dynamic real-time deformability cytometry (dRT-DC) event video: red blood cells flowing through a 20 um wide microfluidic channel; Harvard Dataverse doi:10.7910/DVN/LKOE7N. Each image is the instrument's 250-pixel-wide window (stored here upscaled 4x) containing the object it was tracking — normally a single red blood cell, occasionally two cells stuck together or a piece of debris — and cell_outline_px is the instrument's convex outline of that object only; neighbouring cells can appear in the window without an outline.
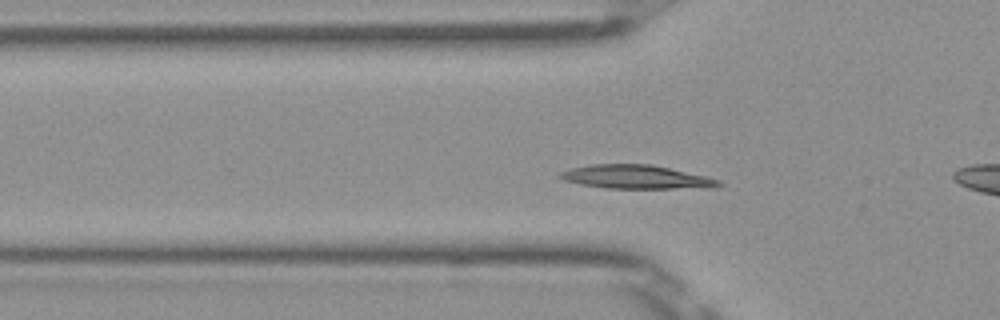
{"species": "Egyptian fruit bat (a non-hibernating species)", "species_latin": "Rousettus aegyptiacus", "temperature_condition": "room temperature", "stored_images_in_passage": 34, "camera_frame_rate_fps": 3000, "um_per_image_px": 0.085, "frame": {"image": 1, "passage_image": 10, "time_ms": 3.0, "image_size_px": [1000, 320], "cell_outline_px": [[724, 184], [716, 188], [604, 188], [580, 184], [564, 180], [560, 176], [560, 172], [572, 168], [592, 164], [652, 164], [708, 176], [720, 180]], "centroid_in_image_um": [54.17, 15.04], "position_along_channel_um": 71.6, "area_um2": 22.02}}
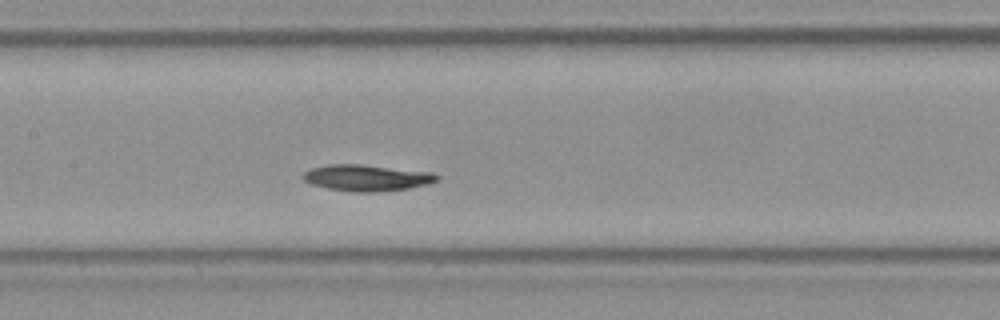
{"frame": {"image": 2, "passage_image": 18, "time_ms": 5.667, "image_size_px": [1000, 320], "cell_outline_px": [[440, 180], [428, 184], [408, 188], [376, 192], [352, 192], [328, 188], [312, 184], [304, 180], [304, 172], [312, 168], [328, 164], [360, 164], [432, 172], [440, 176]], "centroid_in_image_um": [31.22, 15.11], "position_along_channel_um": 176.2, "area_um2": 20.46}}
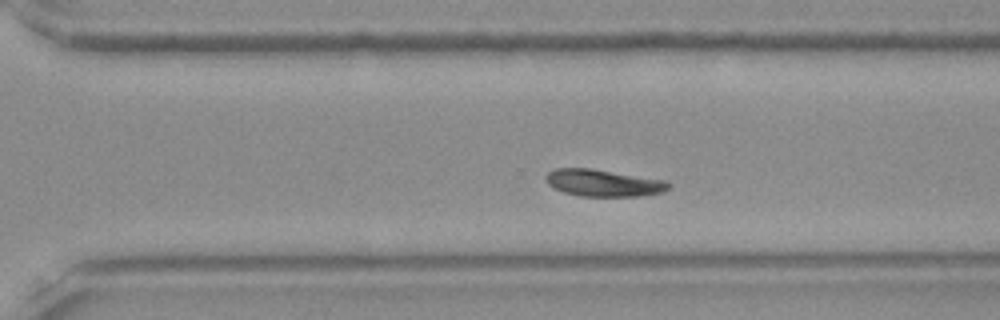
{"frame": {"image": 3, "passage_image": 29, "time_ms": 9.333, "image_size_px": [1000, 320], "cell_outline_px": [[672, 184], [664, 192], [640, 196], [580, 196], [564, 192], [548, 184], [544, 176], [548, 172], [556, 168], [592, 168], [668, 180]], "centroid_in_image_um": [51.33, 15.54], "position_along_channel_um": 319.3, "area_um2": 19.48}, "authors_computed_cell_mechanics": {"area_um2": 19.9121, "velocity_mm_per_s": 3.9144, "shape_relaxation_time_tau1_ms": 3.1825, "shape_relaxation_time_tau2_ms": null, "deformation_change_tau1": 0.0915, "deformation_change_tau2": null}}